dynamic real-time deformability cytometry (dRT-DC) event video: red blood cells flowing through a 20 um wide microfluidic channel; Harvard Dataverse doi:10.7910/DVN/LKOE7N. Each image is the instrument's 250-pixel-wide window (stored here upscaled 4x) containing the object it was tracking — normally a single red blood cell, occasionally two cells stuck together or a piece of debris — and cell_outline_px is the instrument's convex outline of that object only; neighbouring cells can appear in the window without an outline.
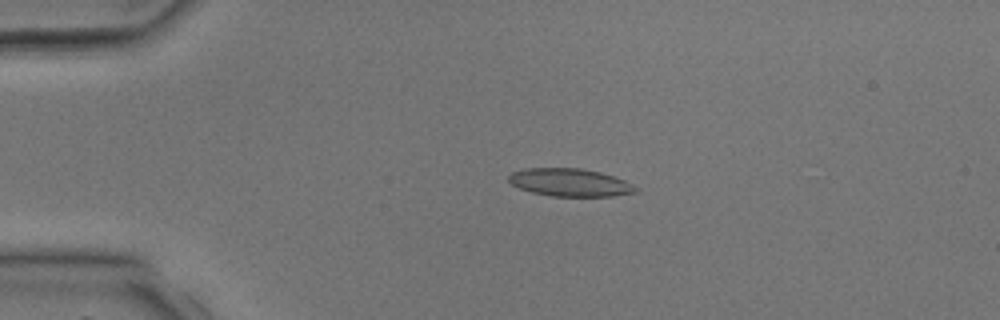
{"species": "common noctule bat (a hibernating species)", "species_latin": "Nyctalus noctula", "temperature_condition": "room temperature", "stored_images_in_passage": 3, "camera_frame_rate_fps": 3000, "um_per_image_px": 0.085, "animal": {"sex": "male", "body_mass_g": 17.9, "forearm_length_mm": 54.2}, "frame": {"image": 1, "passage_image": 2, "time_ms": 1.333, "image_size_px": [1000, 320], "cell_outline_px": [[636, 192], [612, 196], [552, 196], [532, 192], [520, 188], [512, 184], [508, 180], [508, 176], [512, 172], [524, 168], [580, 168], [600, 172], [624, 180], [632, 184], [636, 188]], "centroid_in_image_um": [48.41, 15.5], "position_along_channel_um": 36.6, "area_um2": 20.4}}